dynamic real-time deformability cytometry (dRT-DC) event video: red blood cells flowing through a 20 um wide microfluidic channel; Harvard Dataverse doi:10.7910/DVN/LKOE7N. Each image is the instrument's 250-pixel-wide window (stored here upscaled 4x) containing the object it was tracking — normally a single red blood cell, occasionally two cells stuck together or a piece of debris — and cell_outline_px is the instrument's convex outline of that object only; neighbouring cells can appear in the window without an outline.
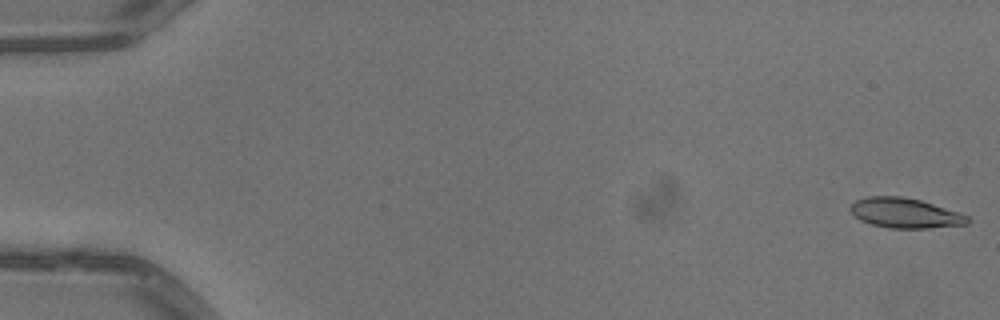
{"species": "common noctule bat (a hibernating species)", "species_latin": "Nyctalus noctula", "temperature_condition": "warm", "stored_images_in_passage": 52, "camera_frame_rate_fps": 3000, "um_per_image_px": 0.085, "animal": {"sex": "male", "body_mass_g": 13.3}, "frame": {"image": 1, "passage_image": 1, "time_ms": 0.0, "image_size_px": [1000, 320], "cell_outline_px": [[972, 220], [968, 224], [928, 228], [888, 228], [872, 224], [860, 220], [848, 208], [856, 200], [868, 196], [900, 196], [920, 200], [960, 212], [968, 216]], "centroid_in_image_um": [76.96, 18.11], "position_along_channel_um": 8.0, "area_um2": 20.46}}
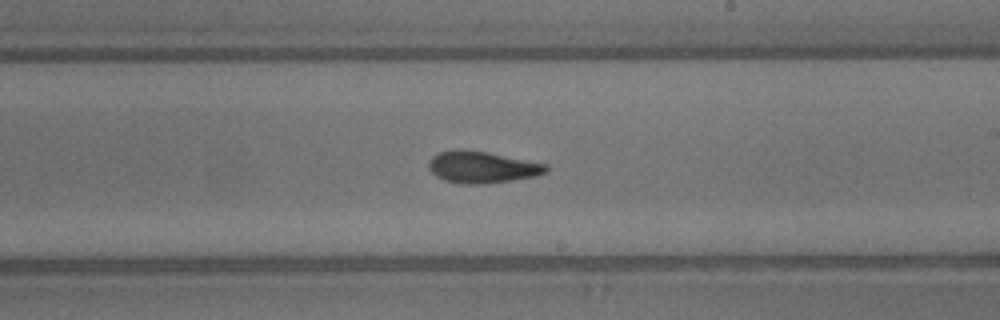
{"frame": {"image": 2, "passage_image": 31, "time_ms": 10.0, "image_size_px": [1000, 320], "cell_outline_px": [[548, 172], [536, 176], [512, 180], [484, 184], [460, 184], [444, 180], [436, 176], [428, 168], [428, 160], [436, 152], [488, 152], [548, 164]], "centroid_in_image_um": [41.01, 14.24], "position_along_channel_um": 248.0, "area_um2": 21.33}}
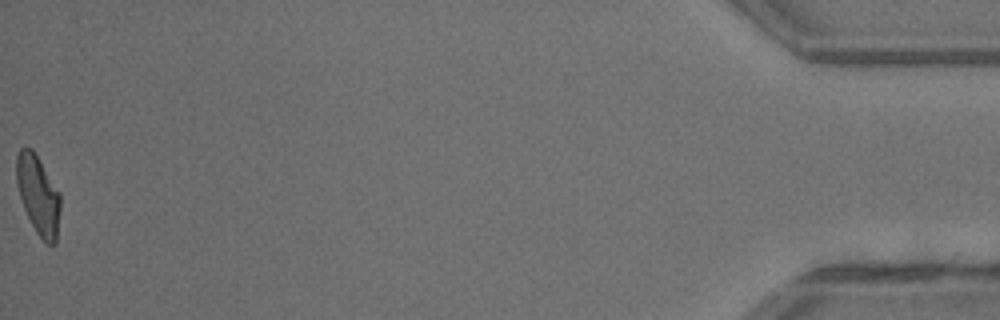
{"frame": {"image": 3, "passage_image": 52, "time_ms": 17.0, "image_size_px": [1000, 320], "cell_outline_px": [[60, 208], [56, 244], [48, 244], [36, 232], [24, 208], [16, 184], [16, 156], [20, 148], [32, 148], [60, 192]], "centroid_in_image_um": [3.25, 16.55], "position_along_channel_um": 432.0, "area_um2": 20.06}, "authors_computed_cell_mechanics": {"area_um2": 21.1259, "velocity_mm_per_s": 4.0584, "shape_relaxation_time_tau1_ms": 5.5143, "shape_relaxation_time_tau2_ms": 2.8047, "deformation_change_tau1": 0.1741, "deformation_change_tau2": 0.1064}}